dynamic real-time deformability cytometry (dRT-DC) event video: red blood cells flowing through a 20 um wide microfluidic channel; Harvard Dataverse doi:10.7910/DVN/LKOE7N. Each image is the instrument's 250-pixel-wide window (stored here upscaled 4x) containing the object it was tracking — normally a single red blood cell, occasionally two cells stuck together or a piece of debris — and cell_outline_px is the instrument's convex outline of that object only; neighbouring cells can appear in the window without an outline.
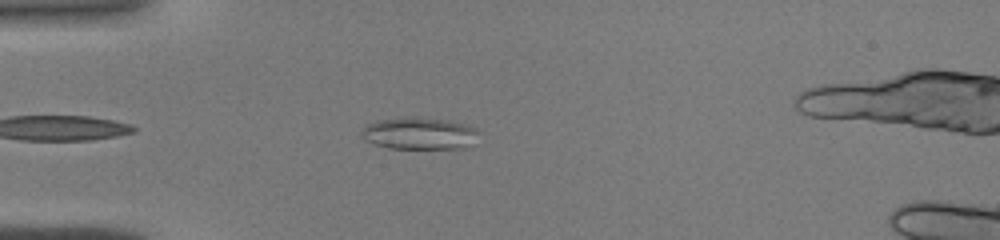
{"species": "common noctule bat (a hibernating species)", "species_latin": "Nyctalus noctula", "temperature_condition": "warm", "stored_images_in_passage": 36, "segment_of_instrument_passage": [1, 2], "camera_frame_rate_fps": 3000, "um_per_image_px": 0.085, "animal": {"sex": "male", "body_mass_g": 19.0, "forearm_length_mm": 50.8}, "frame": {"image": 1, "passage_image": 4, "time_ms": 1.0, "image_size_px": [1000, 240], "cell_outline_px": [[480, 132], [476, 144], [464, 148], [388, 148], [364, 140], [360, 136], [360, 132], [368, 124], [376, 120], [404, 116], [416, 116], [448, 120], [468, 124], [476, 128]], "centroid_in_image_um": [35.69, 11.32], "position_along_channel_um": 49.3, "area_um2": 22.54}}
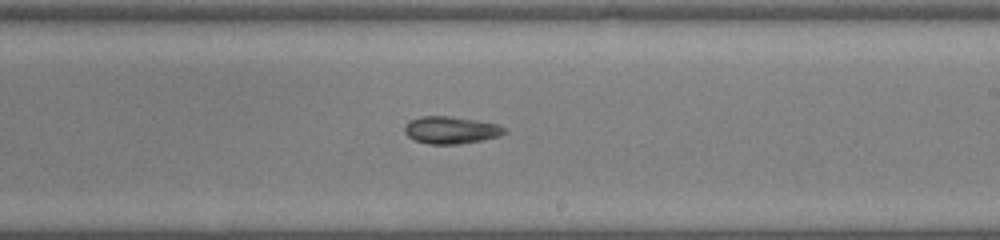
{"frame": {"image": 2, "passage_image": 18, "time_ms": 5.667, "image_size_px": [1000, 240], "cell_outline_px": [[508, 132], [500, 136], [460, 144], [428, 144], [416, 140], [408, 136], [404, 132], [404, 128], [408, 120], [420, 116], [448, 116], [476, 120], [500, 124]], "centroid_in_image_um": [38.33, 11.05], "position_along_channel_um": 250.7, "area_um2": 15.95}}
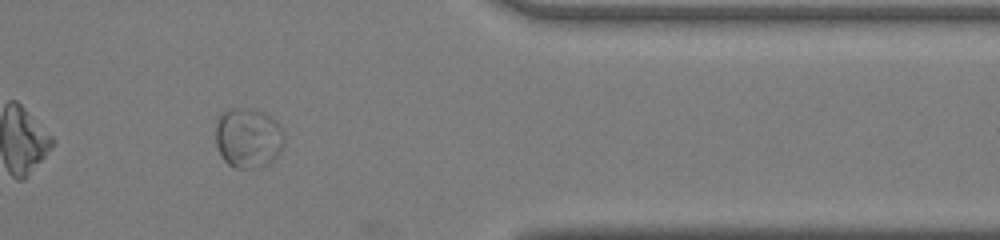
{"frame": {"image": 3, "passage_image": 28, "time_ms": 9.0, "image_size_px": [1000, 240], "cell_outline_px": [[284, 144], [280, 152], [268, 164], [252, 168], [236, 168], [228, 164], [224, 160], [216, 144], [216, 124], [220, 116], [224, 112], [240, 108], [248, 108], [264, 112], [280, 124], [284, 132]], "centroid_in_image_um": [21.12, 11.73], "position_along_channel_um": 390.3, "area_um2": 23.87}}